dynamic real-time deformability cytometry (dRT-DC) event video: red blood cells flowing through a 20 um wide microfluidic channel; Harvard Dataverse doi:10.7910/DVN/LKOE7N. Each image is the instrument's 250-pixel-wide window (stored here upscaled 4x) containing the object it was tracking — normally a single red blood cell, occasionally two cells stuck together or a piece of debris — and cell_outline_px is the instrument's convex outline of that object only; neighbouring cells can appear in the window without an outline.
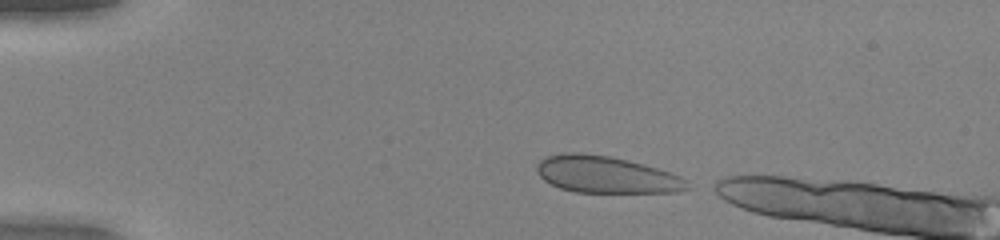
{"species": "human", "species_latin": "Homo sapiens", "temperature_condition": "warm", "stored_images_in_passage": 36, "camera_frame_rate_fps": 3000, "um_per_image_px": 0.085, "donor": {"sex": "female"}, "frame": {"image": 1, "passage_image": 1, "time_ms": 0.0, "image_size_px": [1000, 240], "cell_outline_px": [[692, 188], [676, 192], [576, 192], [560, 188], [544, 180], [536, 172], [536, 164], [544, 156], [564, 152], [580, 152], [608, 156], [628, 160], [644, 164], [672, 172], [680, 176]], "centroid_in_image_um": [51.5, 14.83], "position_along_channel_um": 33.5, "area_um2": 32.48}}
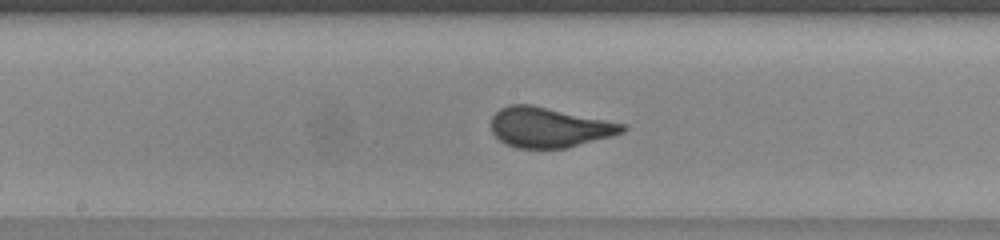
{"frame": {"image": 2, "passage_image": 18, "time_ms": 5.667, "image_size_px": [1000, 240], "cell_outline_px": [[628, 128], [624, 132], [612, 136], [568, 148], [516, 148], [504, 144], [492, 132], [492, 116], [500, 108], [508, 104], [532, 104], [628, 124]], "centroid_in_image_um": [46.71, 10.82], "position_along_channel_um": 201.5, "area_um2": 31.04}}
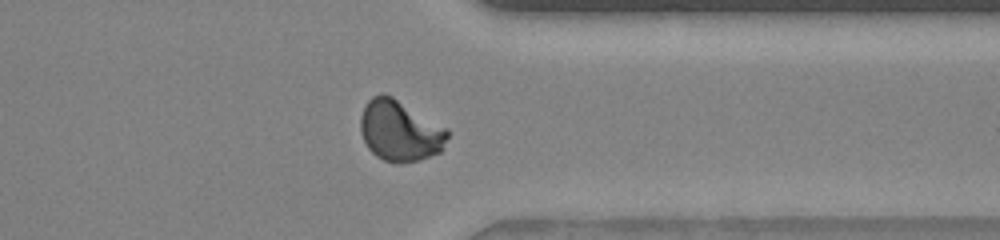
{"frame": {"image": 3, "passage_image": 31, "time_ms": 10.0, "image_size_px": [1000, 240], "cell_outline_px": [[448, 136], [444, 148], [440, 152], [420, 160], [400, 164], [384, 160], [376, 156], [368, 148], [360, 132], [360, 116], [364, 104], [372, 96], [384, 92], [392, 96], [448, 128]], "centroid_in_image_um": [33.98, 11.11], "position_along_channel_um": 377.4, "area_um2": 31.27}}